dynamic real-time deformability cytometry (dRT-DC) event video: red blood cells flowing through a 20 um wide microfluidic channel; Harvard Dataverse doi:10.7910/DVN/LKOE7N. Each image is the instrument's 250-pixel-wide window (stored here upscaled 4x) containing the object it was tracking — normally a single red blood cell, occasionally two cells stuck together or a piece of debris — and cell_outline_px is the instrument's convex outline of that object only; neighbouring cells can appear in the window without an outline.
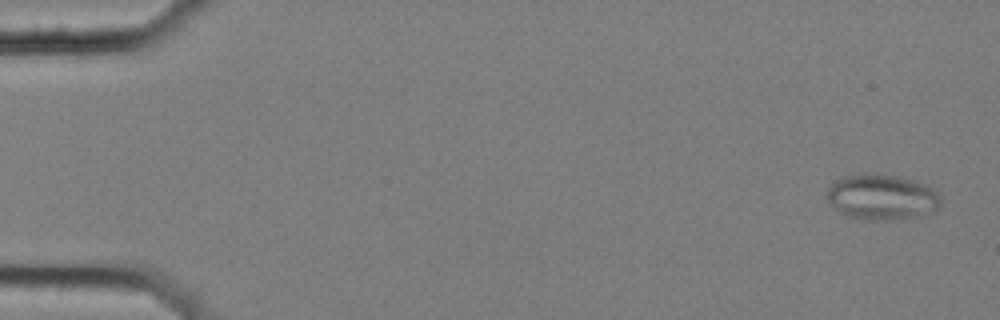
{"species": "common noctule bat (a hibernating species)", "species_latin": "Nyctalus noctula", "temperature_condition": "cold", "stored_images_in_passage": 5, "camera_frame_rate_fps": 3000, "um_per_image_px": 0.085, "animal": {"sex": "female", "body_mass_g": 25.1}, "frame": {"image": 1, "passage_image": 1, "time_ms": 0.0, "image_size_px": [1000, 320], "cell_outline_px": [[940, 204], [936, 208], [916, 216], [888, 220], [868, 220], [852, 216], [840, 212], [828, 200], [828, 188], [836, 180], [844, 176], [896, 176], [924, 184], [932, 188], [940, 196]], "centroid_in_image_um": [74.95, 16.78], "position_along_channel_um": 10.0, "area_um2": 28.78}}